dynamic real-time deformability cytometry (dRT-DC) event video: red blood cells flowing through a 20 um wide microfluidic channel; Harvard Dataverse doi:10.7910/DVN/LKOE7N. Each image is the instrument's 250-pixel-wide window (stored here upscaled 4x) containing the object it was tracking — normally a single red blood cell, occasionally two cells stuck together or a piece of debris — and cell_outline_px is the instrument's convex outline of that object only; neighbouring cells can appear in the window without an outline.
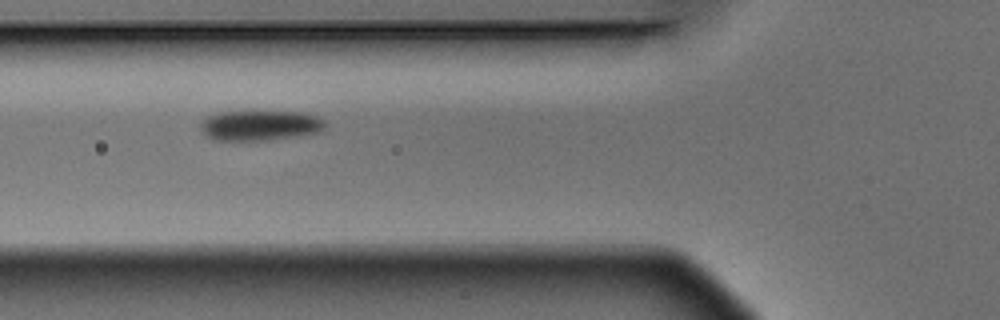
{"species": "Egyptian fruit bat (a non-hibernating species)", "species_latin": "Rousettus aegyptiacus", "temperature_condition": "warm", "stored_images_in_passage": 7, "camera_frame_rate_fps": 3000, "um_per_image_px": 0.085, "animal": {"sex": "male"}, "frame": {"image": 1, "passage_image": 3, "time_ms": 0.667, "image_size_px": [1000, 320], "cell_outline_px": [[324, 128], [320, 132], [296, 136], [268, 140], [212, 140], [200, 128], [200, 124], [208, 116], [220, 112], [304, 112], [316, 116], [324, 120]], "centroid_in_image_um": [22.11, 10.66], "position_along_channel_um": 103.7, "area_um2": 21.68}}
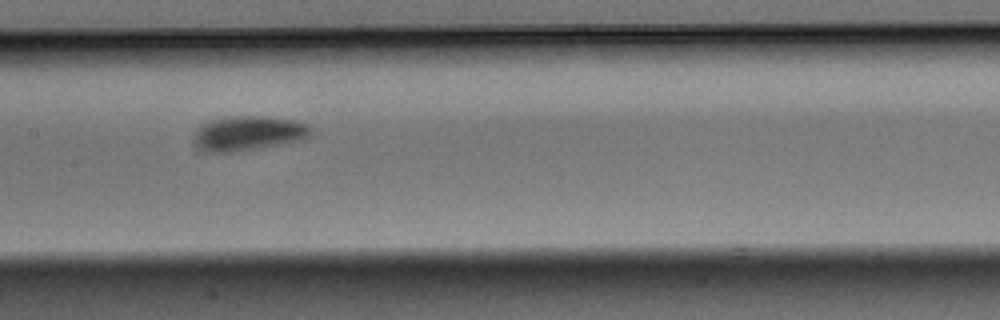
{"frame": {"image": 2, "passage_image": 5, "time_ms": 1.333, "image_size_px": [1000, 320], "cell_outline_px": [[312, 132], [308, 136], [300, 140], [228, 152], [212, 152], [204, 148], [192, 140], [192, 136], [208, 120], [232, 116], [264, 116], [292, 120], [308, 124]], "centroid_in_image_um": [21.11, 11.29], "position_along_channel_um": 186.3, "area_um2": 22.77}}
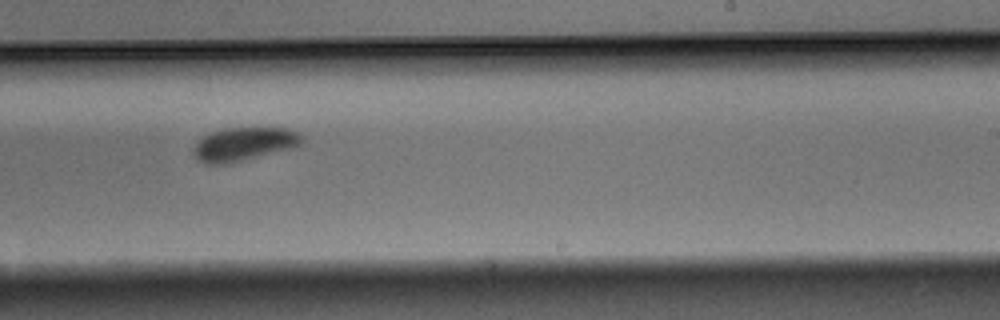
{"frame": {"image": 3, "passage_image": 7, "time_ms": 2.0, "image_size_px": [1000, 320], "cell_outline_px": [[304, 140], [300, 144], [292, 148], [228, 164], [204, 164], [192, 152], [192, 148], [204, 136], [212, 132], [224, 128], [288, 128], [296, 132]], "centroid_in_image_um": [20.72, 12.25], "position_along_channel_um": 268.3, "area_um2": 20.92}}